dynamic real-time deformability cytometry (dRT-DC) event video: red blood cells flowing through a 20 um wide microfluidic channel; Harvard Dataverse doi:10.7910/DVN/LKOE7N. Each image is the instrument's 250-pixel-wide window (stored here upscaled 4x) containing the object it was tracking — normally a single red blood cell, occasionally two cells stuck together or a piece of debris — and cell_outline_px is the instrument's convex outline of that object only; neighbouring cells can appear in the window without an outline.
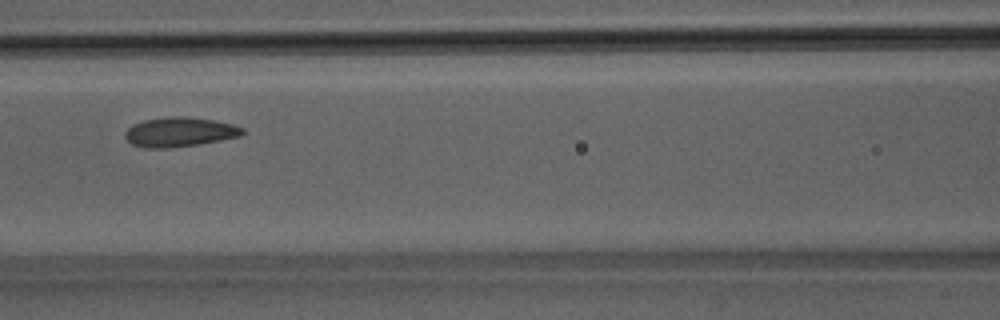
{"species": "Egyptian fruit bat (a non-hibernating species)", "species_latin": "Rousettus aegyptiacus", "temperature_condition": "room temperature", "stored_images_in_passage": 45, "camera_frame_rate_fps": 3000, "um_per_image_px": 0.085, "animal": {"sex": "male"}, "frame": {"image": 1, "passage_image": 17, "time_ms": 5.333, "image_size_px": [1000, 320], "cell_outline_px": [[244, 132], [240, 136], [220, 140], [196, 144], [164, 148], [144, 148], [132, 144], [124, 136], [124, 132], [132, 124], [144, 120], [168, 116], [184, 116], [212, 120], [232, 124], [244, 128]], "centroid_in_image_um": [15.23, 11.21], "position_along_channel_um": 151.4, "area_um2": 20.06}}
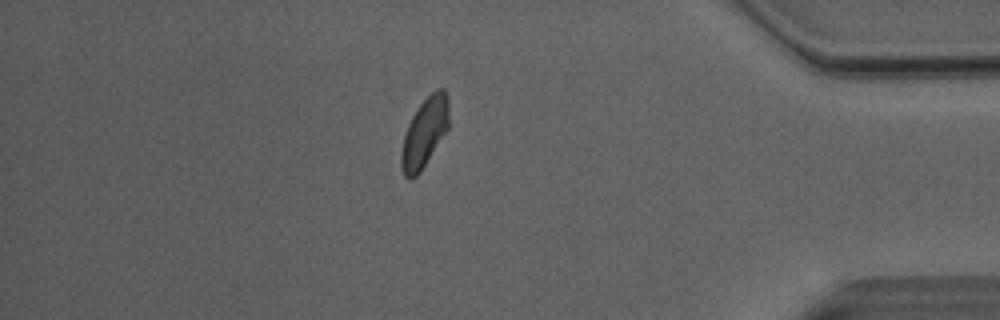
{"frame": {"image": 2, "passage_image": 38, "time_ms": 12.333, "image_size_px": [1000, 320], "cell_outline_px": [[448, 128], [420, 172], [412, 180], [408, 180], [404, 176], [400, 168], [400, 152], [404, 136], [408, 124], [412, 116], [420, 104], [436, 88], [444, 88], [448, 96]], "centroid_in_image_um": [36.06, 11.3], "position_along_channel_um": 399.1, "area_um2": 19.25}}
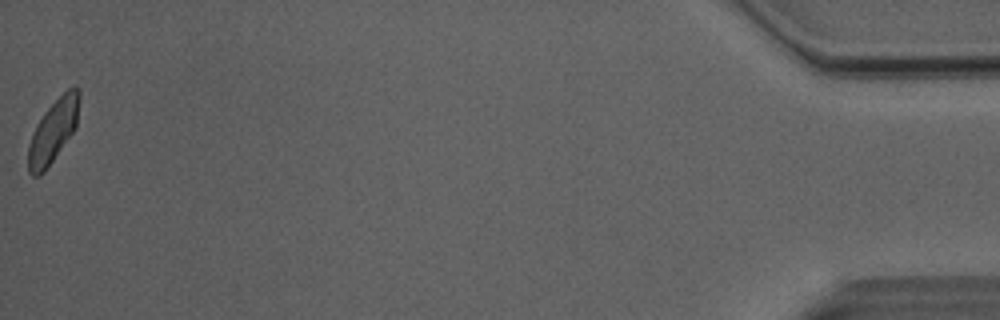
{"frame": {"image": 3, "passage_image": 45, "time_ms": 14.667, "image_size_px": [1000, 320], "cell_outline_px": [[80, 100], [76, 128], [44, 172], [40, 176], [32, 176], [28, 172], [28, 144], [32, 132], [36, 124], [44, 112], [68, 88], [76, 84], [80, 92]], "centroid_in_image_um": [4.52, 11.13], "position_along_channel_um": 430.7, "area_um2": 18.84}, "authors_computed_cell_mechanics": {"area_um2": 19.652, "velocity_mm_per_s": 4.0431, "shape_relaxation_time_tau1_ms": 6.9002, "shape_relaxation_time_tau2_ms": 1.1154, "deformation_change_tau1": 0.1293, "deformation_change_tau2": 0.0578}}